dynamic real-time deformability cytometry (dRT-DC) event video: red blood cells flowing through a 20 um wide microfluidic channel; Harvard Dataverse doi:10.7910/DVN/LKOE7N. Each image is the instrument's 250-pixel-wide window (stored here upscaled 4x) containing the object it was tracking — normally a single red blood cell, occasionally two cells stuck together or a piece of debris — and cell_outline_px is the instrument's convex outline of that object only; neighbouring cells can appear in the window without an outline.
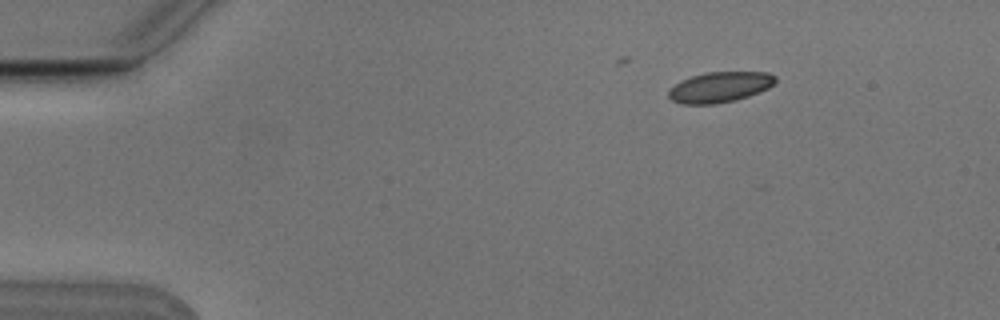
{"species": "Egyptian fruit bat (a non-hibernating species)", "species_latin": "Rousettus aegyptiacus", "temperature_condition": "cold", "stored_images_in_passage": 7, "camera_frame_rate_fps": 3000, "um_per_image_px": 0.085, "animal": {"sex": "male"}, "frame": {"image": 1, "passage_image": 3, "time_ms": 0.667, "image_size_px": [1000, 320], "cell_outline_px": [[776, 80], [768, 88], [760, 92], [736, 100], [716, 104], [680, 104], [672, 100], [668, 96], [668, 88], [680, 80], [704, 72], [768, 72], [776, 76]], "centroid_in_image_um": [61.15, 7.4], "position_along_channel_um": 23.9, "area_um2": 19.19}}